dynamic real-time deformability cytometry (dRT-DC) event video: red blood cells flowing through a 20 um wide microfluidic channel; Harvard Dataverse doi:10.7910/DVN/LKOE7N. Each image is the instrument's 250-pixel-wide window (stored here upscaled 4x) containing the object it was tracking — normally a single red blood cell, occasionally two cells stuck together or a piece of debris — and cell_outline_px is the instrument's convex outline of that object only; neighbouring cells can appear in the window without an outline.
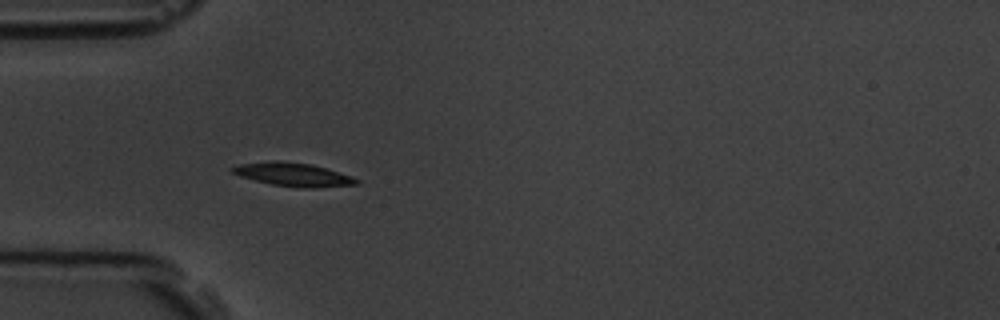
{"species": "common noctule bat (a hibernating species)", "species_latin": "Nyctalus noctula", "temperature_condition": "room temperature", "stored_images_in_passage": 3, "camera_frame_rate_fps": 3000, "um_per_image_px": 0.085, "animal": {"sex": "male", "body_mass_g": 19.5, "forearm_length_mm": 54.6}, "frame": {"image": 1, "passage_image": 2, "time_ms": 1.333, "image_size_px": [1000, 320], "cell_outline_px": [[360, 184], [312, 188], [300, 188], [272, 184], [240, 176], [232, 172], [228, 168], [240, 164], [276, 160], [312, 164], [352, 176], [360, 180]], "centroid_in_image_um": [24.94, 14.83], "position_along_channel_um": 60.1, "area_um2": 16.94}}
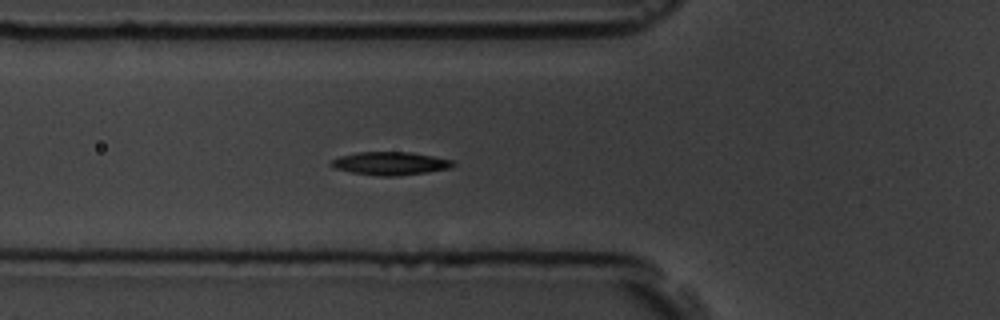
{"frame": {"image": 2, "passage_image": 3, "time_ms": 2.333, "image_size_px": [1000, 320], "cell_outline_px": [[456, 164], [448, 168], [424, 172], [396, 176], [380, 176], [352, 172], [336, 168], [328, 164], [332, 160], [340, 156], [356, 152], [412, 152], [456, 160]], "centroid_in_image_um": [33.19, 13.87], "position_along_channel_um": 92.6, "area_um2": 16.36}}